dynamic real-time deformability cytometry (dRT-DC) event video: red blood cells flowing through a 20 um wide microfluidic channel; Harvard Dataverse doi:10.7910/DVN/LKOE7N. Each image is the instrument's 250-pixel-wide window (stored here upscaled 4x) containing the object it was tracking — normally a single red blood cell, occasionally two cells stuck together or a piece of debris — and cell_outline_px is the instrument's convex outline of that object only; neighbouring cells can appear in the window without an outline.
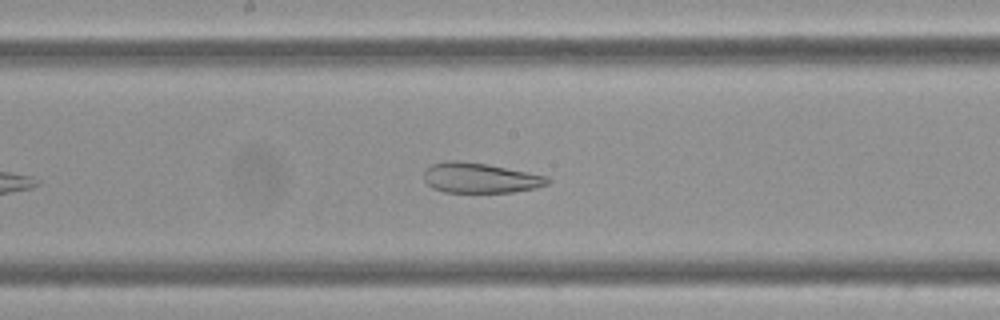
{"species": "Egyptian fruit bat (a non-hibernating species)", "species_latin": "Rousettus aegyptiacus", "temperature_condition": "cold", "stored_images_in_passage": 48, "camera_frame_rate_fps": 3000, "um_per_image_px": 0.085, "frame": {"image": 1, "passage_image": 19, "time_ms": 6.0, "image_size_px": [1000, 320], "cell_outline_px": [[552, 180], [548, 184], [536, 188], [512, 192], [444, 192], [432, 188], [424, 180], [424, 172], [432, 164], [448, 160], [460, 160], [488, 164], [548, 176]], "centroid_in_image_um": [40.83, 15.12], "position_along_channel_um": 207.4, "area_um2": 21.85}}
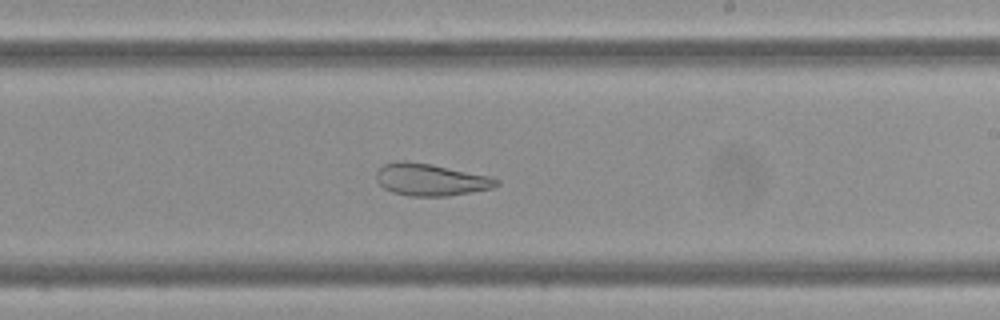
{"frame": {"image": 2, "passage_image": 23, "time_ms": 7.333, "image_size_px": [1000, 320], "cell_outline_px": [[500, 184], [492, 188], [448, 196], [412, 196], [392, 192], [384, 188], [376, 180], [376, 172], [384, 164], [396, 160], [404, 160], [432, 164], [488, 176], [500, 180]], "centroid_in_image_um": [36.58, 15.26], "position_along_channel_um": 252.4, "area_um2": 22.43}}
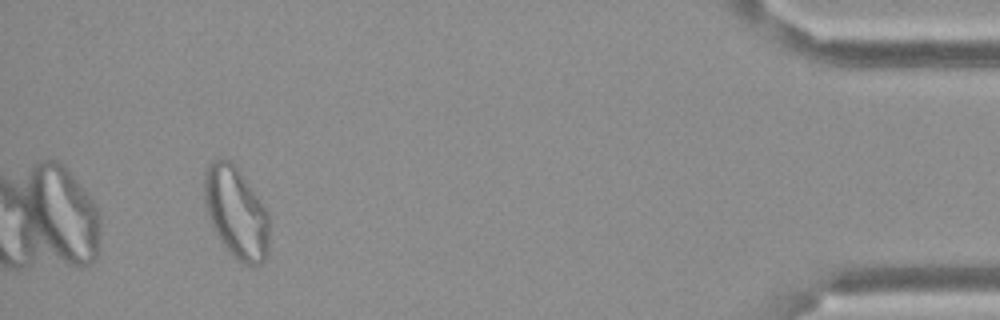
{"frame": {"image": 3, "passage_image": 43, "time_ms": 14.0, "image_size_px": [1000, 320], "cell_outline_px": [[268, 252], [264, 260], [260, 264], [252, 268], [244, 264], [232, 256], [228, 252], [220, 240], [208, 216], [204, 204], [204, 172], [208, 164], [220, 156], [224, 156], [232, 160], [236, 164], [268, 212]], "centroid_in_image_um": [20.06, 18.03], "position_along_channel_um": 415.1, "area_um2": 35.14}}